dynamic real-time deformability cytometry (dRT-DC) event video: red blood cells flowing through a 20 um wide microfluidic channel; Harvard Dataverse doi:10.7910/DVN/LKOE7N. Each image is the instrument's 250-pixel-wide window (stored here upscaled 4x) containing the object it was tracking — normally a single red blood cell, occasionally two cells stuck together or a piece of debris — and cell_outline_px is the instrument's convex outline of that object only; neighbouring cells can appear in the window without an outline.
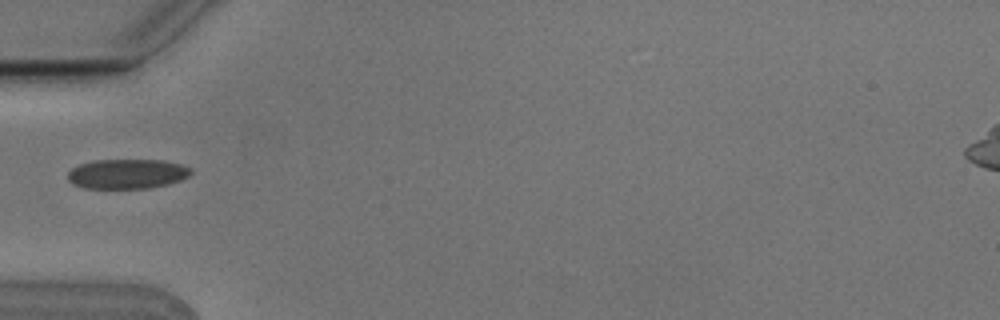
{"species": "Egyptian fruit bat (a non-hibernating species)", "species_latin": "Rousettus aegyptiacus", "temperature_condition": "cold", "stored_images_in_passage": 3, "camera_frame_rate_fps": 3000, "um_per_image_px": 0.085, "animal": {"sex": "male"}, "frame": {"image": 1, "passage_image": 2, "time_ms": 0.333, "image_size_px": [1000, 320], "cell_outline_px": [[192, 172], [188, 176], [180, 180], [168, 184], [148, 188], [84, 188], [72, 184], [68, 180], [68, 172], [72, 168], [80, 164], [92, 160], [164, 160], [180, 164], [188, 168]], "centroid_in_image_um": [10.77, 14.78], "position_along_channel_um": 74.2, "area_um2": 21.27}}